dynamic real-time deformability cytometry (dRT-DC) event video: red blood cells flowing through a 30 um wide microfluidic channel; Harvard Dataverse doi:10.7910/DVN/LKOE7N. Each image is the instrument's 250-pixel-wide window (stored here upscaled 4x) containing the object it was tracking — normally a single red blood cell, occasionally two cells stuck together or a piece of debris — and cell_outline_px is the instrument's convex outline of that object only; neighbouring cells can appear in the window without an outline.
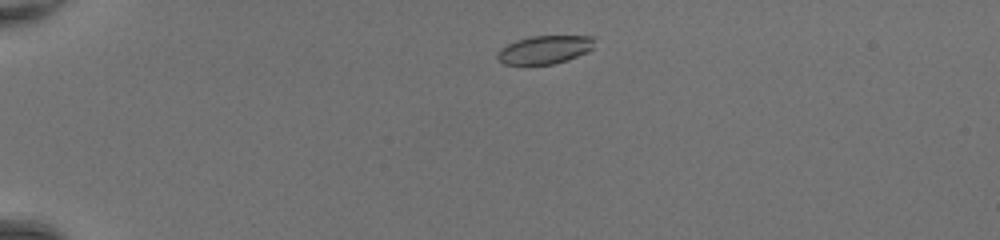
{"species": "common noctule bat (a hibernating species)", "species_latin": "Nyctalus noctula", "temperature_condition": "room temperature", "stored_images_in_passage": 40, "camera_frame_rate_fps": 3000, "um_per_image_px": 0.085, "animal": {"sex": "female", "body_mass_g": 20.0, "forearm_length_mm": 54.0}, "frame": {"image": 1, "passage_image": 4, "time_ms": 1.0, "image_size_px": [1000, 240], "cell_outline_px": [[592, 48], [588, 52], [568, 60], [552, 64], [504, 64], [496, 60], [496, 52], [500, 48], [516, 40], [532, 36], [592, 36]], "centroid_in_image_um": [46.24, 4.23], "position_along_channel_um": 38.8, "area_um2": 15.95}}
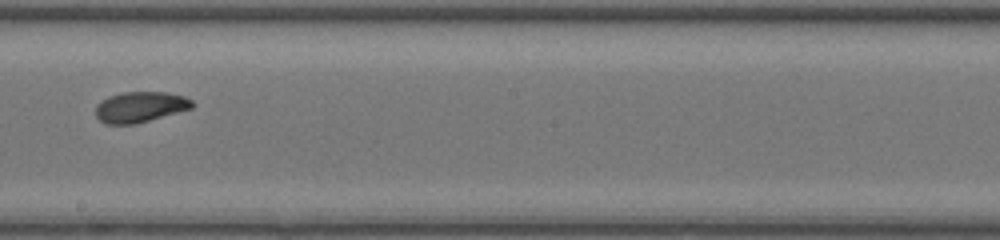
{"frame": {"image": 2, "passage_image": 22, "time_ms": 7.0, "image_size_px": [1000, 240], "cell_outline_px": [[196, 104], [192, 108], [136, 124], [104, 124], [96, 116], [96, 104], [100, 100], [108, 96], [124, 92], [164, 92], [184, 96], [192, 100]], "centroid_in_image_um": [11.9, 9.09], "position_along_channel_um": 236.3, "area_um2": 17.34}}
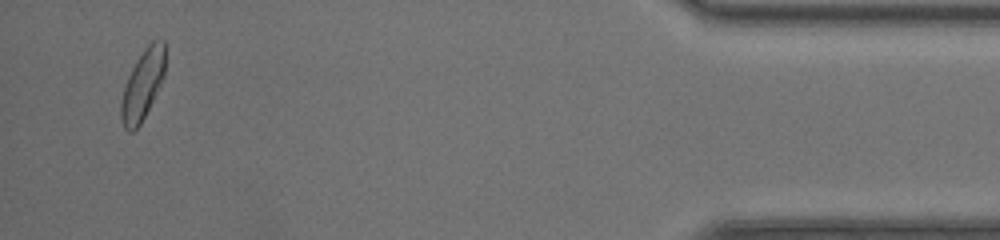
{"frame": {"image": 3, "passage_image": 39, "time_ms": 12.667, "image_size_px": [1000, 240], "cell_outline_px": [[164, 76], [140, 124], [132, 132], [128, 132], [124, 128], [120, 116], [120, 100], [128, 76], [136, 60], [144, 48], [152, 40], [164, 40]], "centroid_in_image_um": [12.09, 7.2], "position_along_channel_um": 423.1, "area_um2": 17.69}, "authors_computed_cell_mechanics": {"area_um2": 17.3111, "velocity_mm_per_s": 4.4017, "shape_relaxation_time_tau1_ms": 2.0281, "shape_relaxation_time_tau2_ms": 2.9917, "deformation_change_tau1": 0.1287, "deformation_change_tau2": 0.0782}}